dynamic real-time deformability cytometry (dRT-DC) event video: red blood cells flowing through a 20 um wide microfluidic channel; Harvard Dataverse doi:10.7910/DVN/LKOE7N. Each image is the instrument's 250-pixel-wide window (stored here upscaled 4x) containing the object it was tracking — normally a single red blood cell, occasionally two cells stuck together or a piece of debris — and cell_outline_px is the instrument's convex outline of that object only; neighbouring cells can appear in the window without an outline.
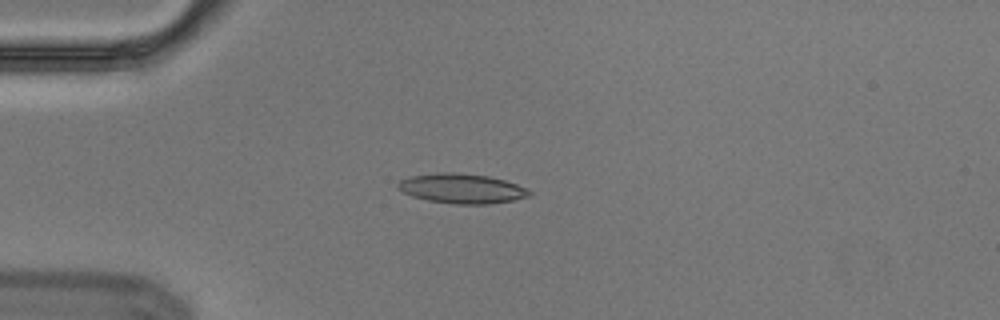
{"species": "Egyptian fruit bat (a non-hibernating species)", "species_latin": "Rousettus aegyptiacus", "temperature_condition": "cold", "stored_images_in_passage": 1, "camera_frame_rate_fps": 3000, "um_per_image_px": 0.085, "animal": {"sex": "male"}, "frame": {"image": 1, "passage_image": 1, "time_ms": 0.0, "image_size_px": [1000, 320], "cell_outline_px": [[532, 196], [512, 200], [488, 204], [456, 204], [428, 200], [412, 196], [404, 192], [396, 184], [400, 180], [408, 176], [436, 172], [456, 172], [488, 176], [504, 180], [516, 184], [532, 192]], "centroid_in_image_um": [39.24, 16.01], "position_along_channel_um": 45.8, "area_um2": 22.72}}